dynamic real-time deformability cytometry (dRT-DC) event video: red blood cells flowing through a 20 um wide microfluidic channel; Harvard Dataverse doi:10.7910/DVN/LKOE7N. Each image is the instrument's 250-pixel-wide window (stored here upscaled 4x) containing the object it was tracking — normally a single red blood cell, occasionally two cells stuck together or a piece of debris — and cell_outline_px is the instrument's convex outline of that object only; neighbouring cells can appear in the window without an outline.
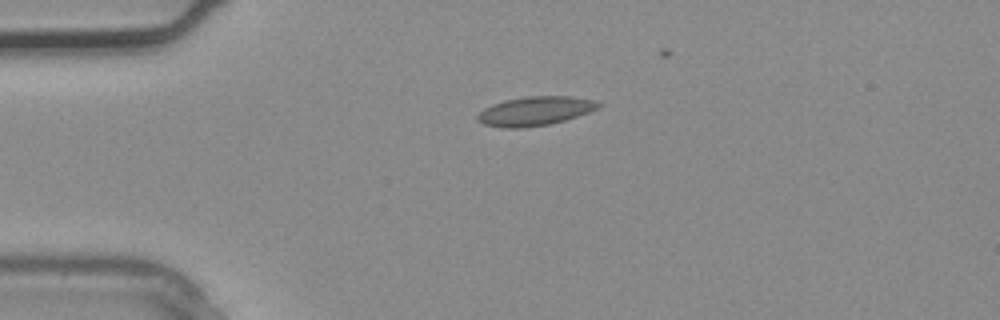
{"species": "common noctule bat (a hibernating species)", "species_latin": "Nyctalus noctula", "temperature_condition": "warm", "stored_images_in_passage": 4, "camera_frame_rate_fps": 3000, "um_per_image_px": 0.085, "animal": {"sex": "male", "body_mass_g": 20.4}, "frame": {"image": 1, "passage_image": 3, "time_ms": 0.667, "image_size_px": [1000, 320], "cell_outline_px": [[604, 104], [588, 112], [564, 120], [548, 124], [520, 128], [504, 128], [484, 124], [476, 120], [476, 116], [484, 108], [492, 104], [504, 100], [528, 96], [572, 96], [596, 100]], "centroid_in_image_um": [45.47, 9.43], "position_along_channel_um": 39.5, "area_um2": 20.4}}
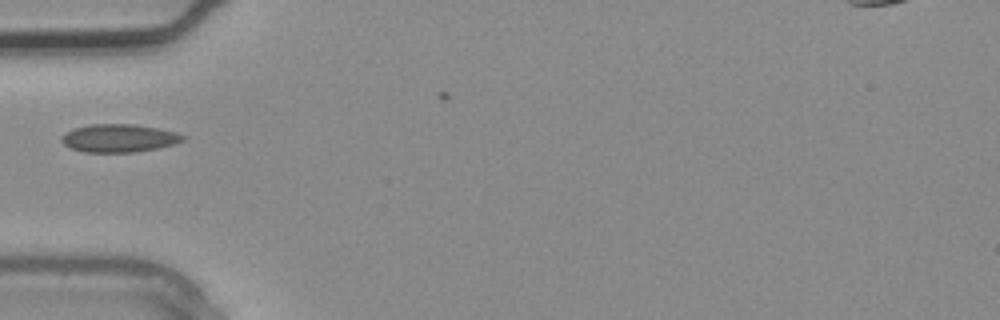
{"frame": {"image": 2, "passage_image": 4, "time_ms": 1.0, "image_size_px": [1000, 320], "cell_outline_px": [[188, 136], [184, 140], [172, 144], [156, 148], [136, 152], [84, 152], [72, 148], [64, 144], [60, 140], [60, 136], [76, 128], [92, 124], [132, 124], [156, 128], [176, 132]], "centroid_in_image_um": [10.13, 11.74], "position_along_channel_um": 74.9, "area_um2": 19.59}}